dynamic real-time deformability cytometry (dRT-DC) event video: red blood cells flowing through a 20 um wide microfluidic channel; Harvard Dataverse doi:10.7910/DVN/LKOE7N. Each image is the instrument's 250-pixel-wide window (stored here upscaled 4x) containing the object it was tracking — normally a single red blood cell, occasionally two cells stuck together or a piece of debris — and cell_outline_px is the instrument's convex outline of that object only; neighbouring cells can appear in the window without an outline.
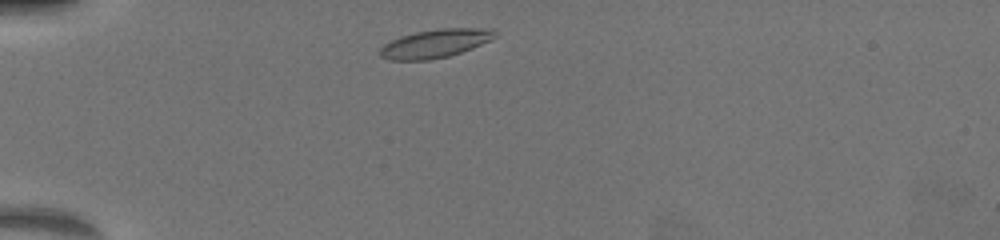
{"species": "common noctule bat (a hibernating species)", "species_latin": "Nyctalus noctula", "temperature_condition": "warm", "stored_images_in_passage": 41, "camera_frame_rate_fps": 3000, "um_per_image_px": 0.085, "animal": {"sex": "female", "body_mass_g": 19.5, "forearm_length_mm": 54.1}, "frame": {"image": 1, "passage_image": 3, "time_ms": 0.667, "image_size_px": [1000, 240], "cell_outline_px": [[500, 36], [472, 48], [448, 56], [428, 60], [388, 60], [380, 56], [380, 48], [384, 44], [400, 36], [416, 32], [440, 28], [492, 28], [500, 32]], "centroid_in_image_um": [37.06, 3.68], "position_along_channel_um": 47.9, "area_um2": 19.25}}
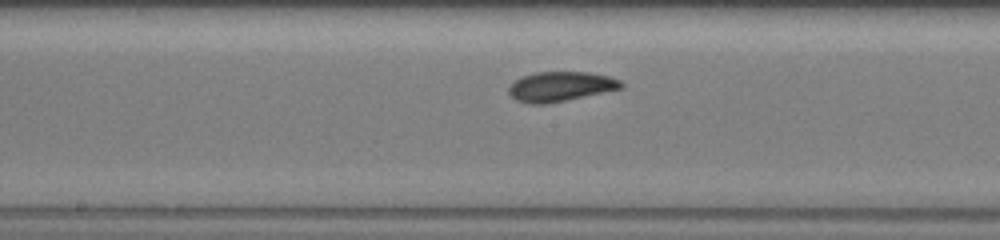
{"frame": {"image": 2, "passage_image": 20, "time_ms": 6.333, "image_size_px": [1000, 240], "cell_outline_px": [[624, 88], [548, 104], [528, 104], [516, 100], [508, 92], [508, 88], [516, 80], [524, 76], [536, 72], [588, 72], [608, 76], [620, 80], [624, 84]], "centroid_in_image_um": [47.67, 7.36], "position_along_channel_um": 200.5, "area_um2": 19.48}}
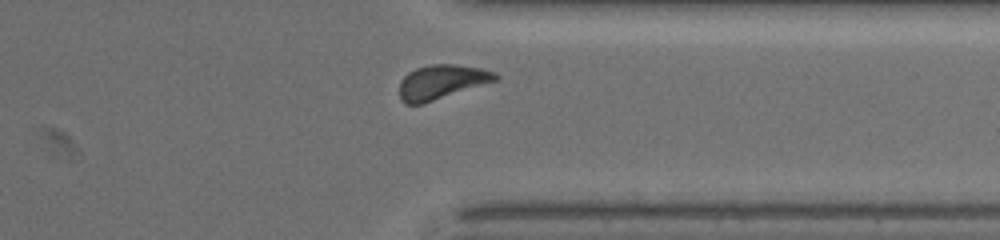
{"frame": {"image": 3, "passage_image": 36, "time_ms": 11.667, "image_size_px": [1000, 240], "cell_outline_px": [[500, 76], [496, 80], [420, 104], [404, 104], [400, 100], [400, 80], [408, 72], [416, 68], [432, 64], [456, 64], [480, 68], [496, 72]], "centroid_in_image_um": [37.5, 6.95], "position_along_channel_um": 373.9, "area_um2": 18.9}}